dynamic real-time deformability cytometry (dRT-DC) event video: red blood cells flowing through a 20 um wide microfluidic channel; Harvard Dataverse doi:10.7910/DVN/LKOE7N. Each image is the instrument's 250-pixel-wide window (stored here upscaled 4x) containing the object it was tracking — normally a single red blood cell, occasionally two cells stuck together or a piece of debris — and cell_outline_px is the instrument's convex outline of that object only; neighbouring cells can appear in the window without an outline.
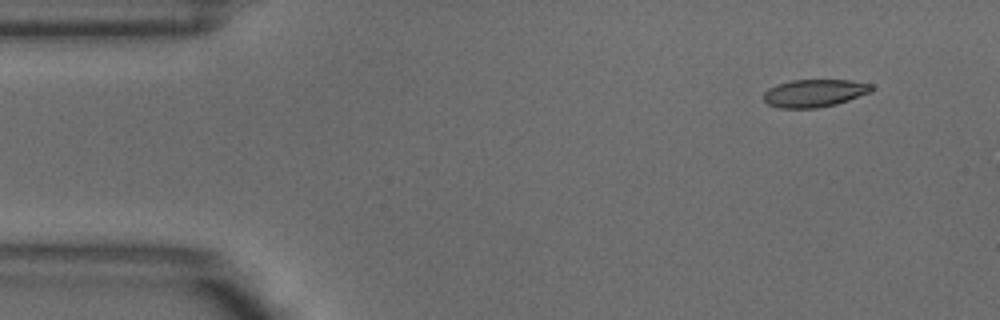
{"species": "common noctule bat (a hibernating species)", "species_latin": "Nyctalus noctula", "temperature_condition": "warm", "stored_images_in_passage": 3, "camera_frame_rate_fps": 3000, "um_per_image_px": 0.085, "animal": {"sex": "male", "body_mass_g": 18.8}, "frame": {"image": 1, "passage_image": 1, "time_ms": 0.0, "image_size_px": [1000, 320], "cell_outline_px": [[872, 92], [836, 104], [816, 108], [780, 108], [768, 104], [764, 100], [764, 92], [768, 88], [776, 84], [792, 80], [848, 80], [872, 84]], "centroid_in_image_um": [69.21, 7.91], "position_along_channel_um": 15.8, "area_um2": 17.4}}
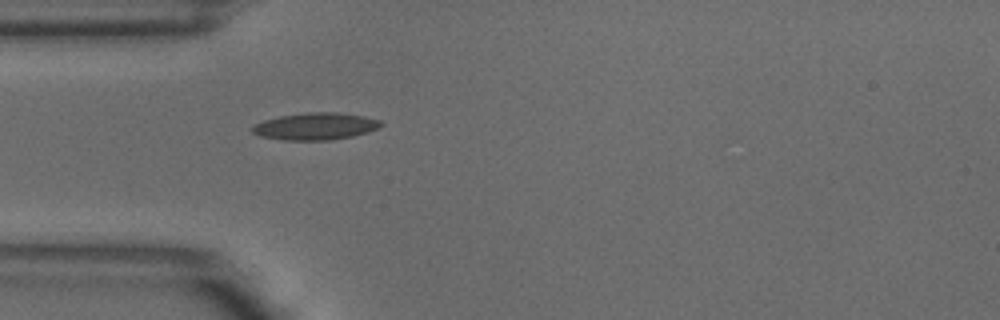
{"frame": {"image": 2, "passage_image": 3, "time_ms": 0.667, "image_size_px": [1000, 320], "cell_outline_px": [[384, 124], [376, 128], [352, 136], [328, 140], [284, 140], [260, 136], [252, 132], [252, 124], [264, 120], [280, 116], [308, 112], [336, 112], [364, 116], [380, 120]], "centroid_in_image_um": [26.77, 10.73], "position_along_channel_um": 58.2, "area_um2": 20.11}}